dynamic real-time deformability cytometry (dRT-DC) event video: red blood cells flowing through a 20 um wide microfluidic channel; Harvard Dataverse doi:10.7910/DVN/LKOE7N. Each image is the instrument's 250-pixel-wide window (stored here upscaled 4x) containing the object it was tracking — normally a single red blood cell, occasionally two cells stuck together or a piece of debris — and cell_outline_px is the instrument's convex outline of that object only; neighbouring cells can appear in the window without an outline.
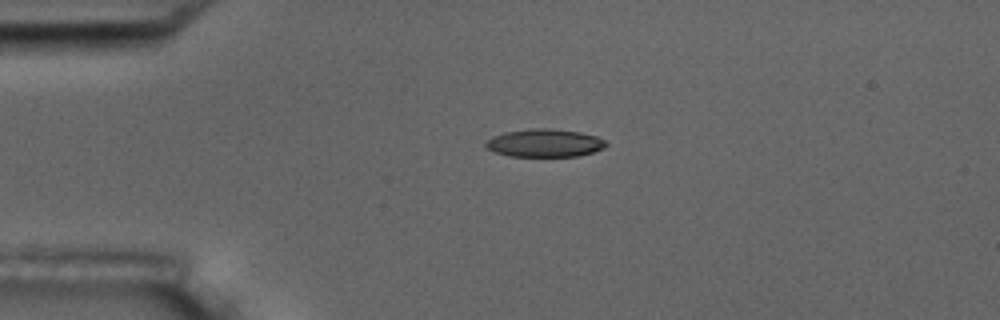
{"species": "common noctule bat (a hibernating species)", "species_latin": "Nyctalus noctula", "temperature_condition": "room temperature", "stored_images_in_passage": 4, "camera_frame_rate_fps": 3000, "um_per_image_px": 0.085, "animal": {"sex": "male", "body_mass_g": 17.5, "forearm_length_mm": 52.3}, "frame": {"image": 1, "passage_image": 3, "time_ms": 2.333, "image_size_px": [1000, 320], "cell_outline_px": [[608, 144], [604, 148], [580, 156], [508, 156], [496, 152], [488, 148], [484, 144], [492, 136], [504, 132], [532, 128], [548, 128], [580, 132], [596, 136], [604, 140]], "centroid_in_image_um": [46.3, 12.15], "position_along_channel_um": 38.7, "area_um2": 19.54}}